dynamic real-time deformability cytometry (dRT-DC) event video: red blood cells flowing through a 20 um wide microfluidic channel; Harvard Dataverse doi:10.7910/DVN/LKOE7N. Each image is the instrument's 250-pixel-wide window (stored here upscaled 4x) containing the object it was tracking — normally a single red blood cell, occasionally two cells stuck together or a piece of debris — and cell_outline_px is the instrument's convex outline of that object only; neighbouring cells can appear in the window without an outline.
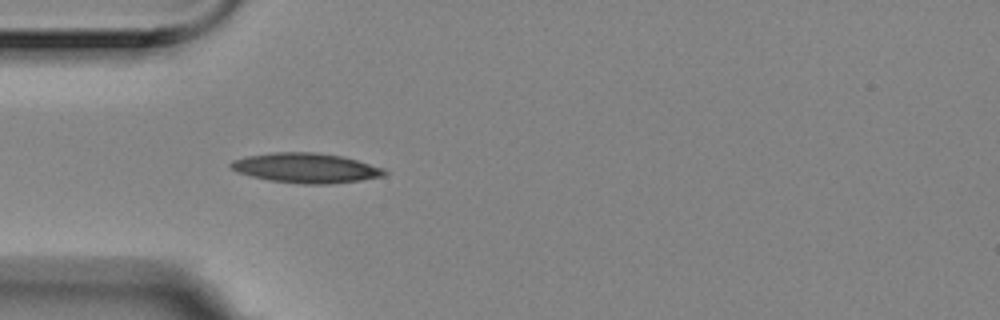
{"species": "Egyptian fruit bat (a non-hibernating species)", "species_latin": "Rousettus aegyptiacus", "temperature_condition": "room temperature", "stored_images_in_passage": 5, "camera_frame_rate_fps": 3000, "um_per_image_px": 0.085, "animal": {"sex": "female"}, "frame": {"image": 1, "passage_image": 5, "time_ms": 1.333, "image_size_px": [1000, 320], "cell_outline_px": [[388, 172], [384, 176], [360, 180], [328, 184], [304, 184], [268, 180], [236, 172], [228, 164], [232, 160], [248, 156], [272, 152], [316, 152], [344, 156], [384, 168]], "centroid_in_image_um": [26.01, 14.27], "position_along_channel_um": 59.0, "area_um2": 26.76}}